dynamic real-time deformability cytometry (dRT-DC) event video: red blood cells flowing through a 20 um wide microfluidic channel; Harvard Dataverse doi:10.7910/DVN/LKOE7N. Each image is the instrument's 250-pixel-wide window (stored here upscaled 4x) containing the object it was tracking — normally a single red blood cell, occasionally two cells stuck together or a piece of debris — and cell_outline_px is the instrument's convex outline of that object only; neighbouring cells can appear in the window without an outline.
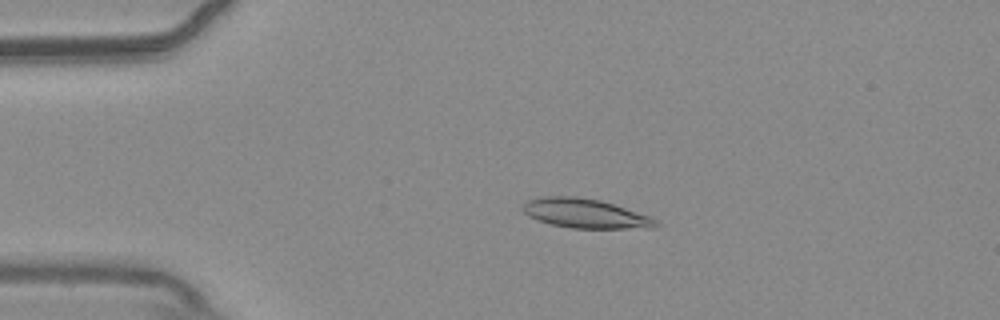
{"species": "common noctule bat (a hibernating species)", "species_latin": "Nyctalus noctula", "temperature_condition": "warm", "stored_images_in_passage": 55, "camera_frame_rate_fps": 3000, "um_per_image_px": 0.085, "animal": {"sex": "male", "body_mass_g": 20.4}, "frame": {"image": 1, "passage_image": 12, "time_ms": 3.667, "image_size_px": [1000, 320], "cell_outline_px": [[660, 224], [656, 228], [572, 228], [552, 224], [528, 216], [520, 208], [528, 200], [544, 196], [576, 196], [600, 200], [652, 216]], "centroid_in_image_um": [49.78, 18.14], "position_along_channel_um": 35.2, "area_um2": 22.77}}
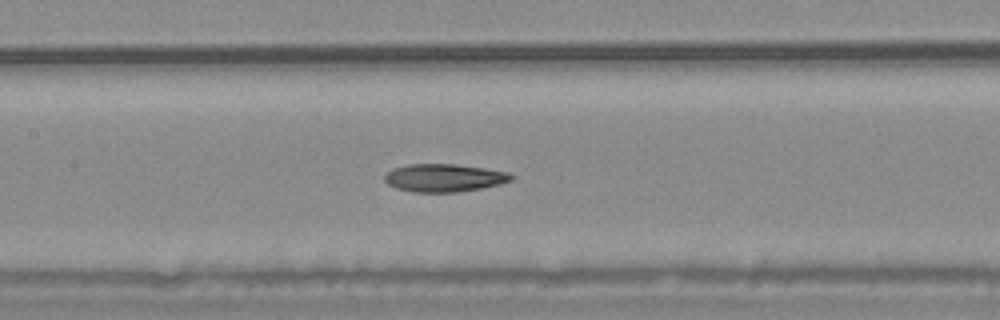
{"frame": {"image": 2, "passage_image": 26, "time_ms": 8.333, "image_size_px": [1000, 320], "cell_outline_px": [[516, 176], [512, 180], [500, 184], [480, 188], [456, 192], [412, 192], [396, 188], [388, 184], [384, 180], [384, 176], [392, 168], [408, 164], [456, 164], [484, 168], [508, 172]], "centroid_in_image_um": [37.75, 15.11], "position_along_channel_um": 169.7, "area_um2": 20.63}}
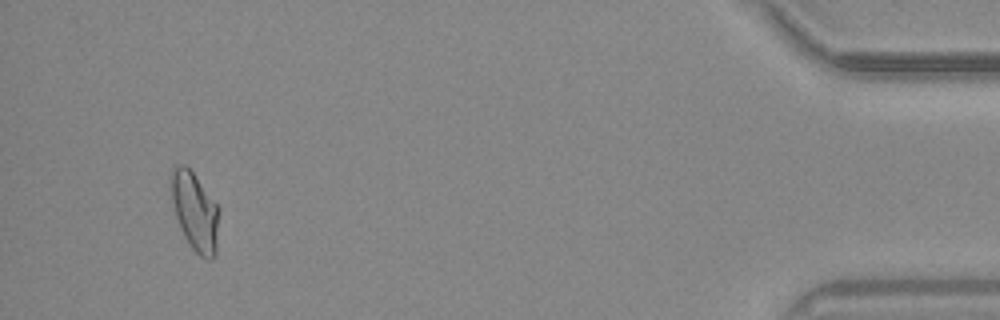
{"frame": {"image": 3, "passage_image": 52, "time_ms": 17.0, "image_size_px": [1000, 320], "cell_outline_px": [[220, 212], [216, 256], [212, 260], [204, 260], [192, 248], [184, 236], [180, 228], [176, 216], [172, 200], [172, 172], [176, 164], [184, 164], [192, 172], [216, 204]], "centroid_in_image_um": [16.61, 18.06], "position_along_channel_um": 418.6, "area_um2": 21.73}, "authors_computed_cell_mechanics": {"area_um2": 21.2704, "velocity_mm_per_s": 3.7175, "shape_relaxation_time_tau1_ms": null, "shape_relaxation_time_tau2_ms": 6.3948, "deformation_change_tau1": null, "deformation_change_tau2": 0.1285}}